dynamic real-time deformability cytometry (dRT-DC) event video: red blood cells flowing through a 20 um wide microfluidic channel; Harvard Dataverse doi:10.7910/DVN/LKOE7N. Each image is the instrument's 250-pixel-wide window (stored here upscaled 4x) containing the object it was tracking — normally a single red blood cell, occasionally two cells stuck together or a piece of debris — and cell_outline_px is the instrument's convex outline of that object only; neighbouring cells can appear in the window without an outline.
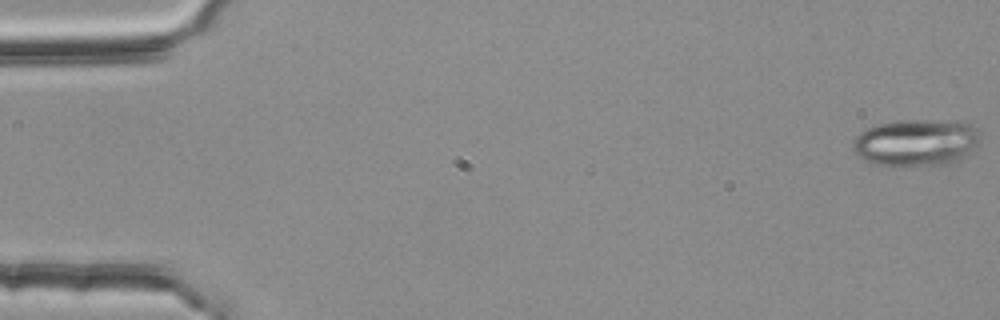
{"species": "common noctule bat (a hibernating species)", "species_latin": "Nyctalus noctula", "temperature_condition": "room temperature", "stored_images_in_passage": 4, "camera_frame_rate_fps": 3000, "um_per_image_px": 0.085, "animal": {"sex": "female", "body_mass_g": 25.1}, "frame": {"image": 1, "passage_image": 1, "time_ms": 0.0, "image_size_px": [1000, 320], "cell_outline_px": [[980, 136], [976, 144], [960, 160], [948, 164], [872, 164], [864, 160], [852, 148], [852, 140], [864, 128], [876, 124], [896, 120], [956, 120], [972, 124], [980, 128]], "centroid_in_image_um": [77.87, 12.06], "position_along_channel_um": 7.1, "area_um2": 34.85}}